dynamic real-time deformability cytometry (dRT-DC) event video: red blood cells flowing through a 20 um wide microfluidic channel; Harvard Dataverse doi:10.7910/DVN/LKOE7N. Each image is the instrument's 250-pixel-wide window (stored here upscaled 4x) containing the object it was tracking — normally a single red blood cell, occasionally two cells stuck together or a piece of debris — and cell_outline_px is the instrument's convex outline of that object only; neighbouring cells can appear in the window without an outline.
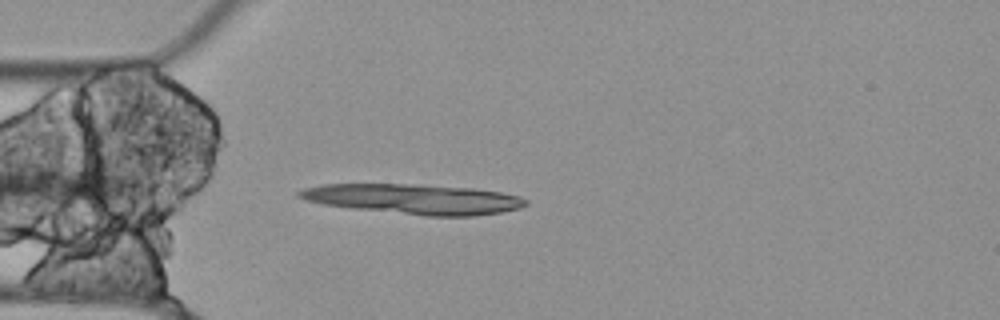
{"species": "Egyptian fruit bat (a non-hibernating species)", "species_latin": "Rousettus aegyptiacus", "temperature_condition": "cold", "stored_images_in_passage": 3, "camera_frame_rate_fps": 3000, "um_per_image_px": 0.085, "animal": {"sex": "female"}, "frame": {"image": 1, "passage_image": 3, "time_ms": 2.333, "image_size_px": [1000, 320], "cell_outline_px": [[528, 204], [520, 208], [500, 212], [472, 216], [424, 216], [348, 208], [324, 204], [308, 200], [296, 196], [296, 192], [304, 188], [320, 184], [408, 184], [476, 188], [500, 192], [520, 196], [528, 200]], "centroid_in_image_um": [35.17, 16.92], "position_along_channel_um": 49.8, "area_um2": 39.82}}